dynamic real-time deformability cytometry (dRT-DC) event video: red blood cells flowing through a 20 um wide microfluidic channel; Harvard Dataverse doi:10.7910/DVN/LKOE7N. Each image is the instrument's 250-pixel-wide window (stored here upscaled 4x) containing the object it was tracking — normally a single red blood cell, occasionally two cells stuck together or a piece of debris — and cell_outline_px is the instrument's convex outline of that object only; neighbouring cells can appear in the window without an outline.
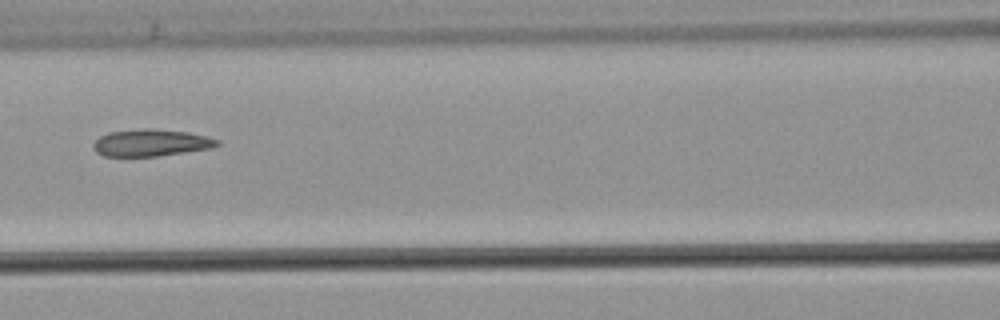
{"species": "common noctule bat (a hibernating species)", "species_latin": "Nyctalus noctula", "temperature_condition": "warm", "stored_images_in_passage": 6, "camera_frame_rate_fps": 3000, "um_per_image_px": 0.085, "animal": {"sex": "male", "body_mass_g": 21.5, "forearm_length_mm": 52.0}, "frame": {"image": 1, "passage_image": 5, "time_ms": 1.333, "image_size_px": [1000, 320], "cell_outline_px": [[220, 144], [212, 148], [156, 156], [104, 156], [96, 152], [92, 144], [100, 136], [108, 132], [144, 128], [152, 128], [188, 132], [220, 140]], "centroid_in_image_um": [12.82, 12.13], "position_along_channel_um": 153.8, "area_um2": 19.42}}
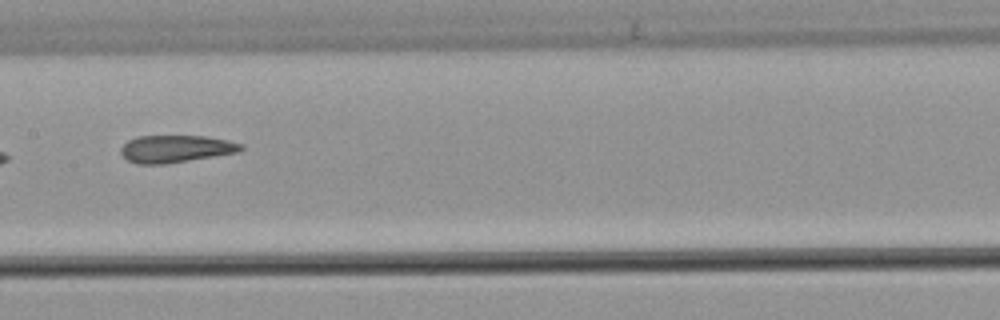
{"frame": {"image": 2, "passage_image": 6, "time_ms": 1.667, "image_size_px": [1000, 320], "cell_outline_px": [[244, 148], [240, 152], [164, 164], [136, 164], [128, 160], [120, 152], [120, 148], [128, 140], [136, 136], [204, 136], [228, 140], [240, 144]], "centroid_in_image_um": [14.92, 12.65], "position_along_channel_um": 192.5, "area_um2": 19.07}}